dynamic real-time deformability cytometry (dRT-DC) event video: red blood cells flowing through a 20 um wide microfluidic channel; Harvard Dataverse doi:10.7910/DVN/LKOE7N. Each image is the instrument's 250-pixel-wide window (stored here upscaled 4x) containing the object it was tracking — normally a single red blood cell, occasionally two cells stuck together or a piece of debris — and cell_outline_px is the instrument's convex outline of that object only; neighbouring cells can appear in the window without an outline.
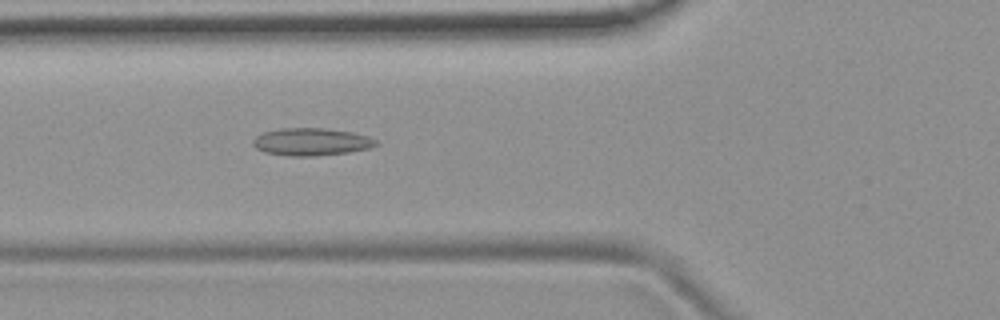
{"species": "common noctule bat (a hibernating species)", "species_latin": "Nyctalus noctula", "temperature_condition": "room temperature", "stored_images_in_passage": 45, "camera_frame_rate_fps": 3000, "um_per_image_px": 0.085, "animal": {"sex": "female", "body_mass_g": 19.9}, "frame": {"image": 1, "passage_image": 11, "time_ms": 3.333, "image_size_px": [1000, 320], "cell_outline_px": [[380, 144], [368, 148], [348, 152], [316, 156], [288, 156], [264, 152], [256, 148], [252, 144], [252, 140], [256, 136], [264, 132], [280, 128], [324, 128], [352, 132], [368, 136], [376, 140]], "centroid_in_image_um": [26.45, 12.05], "position_along_channel_um": 99.4, "area_um2": 19.77}}
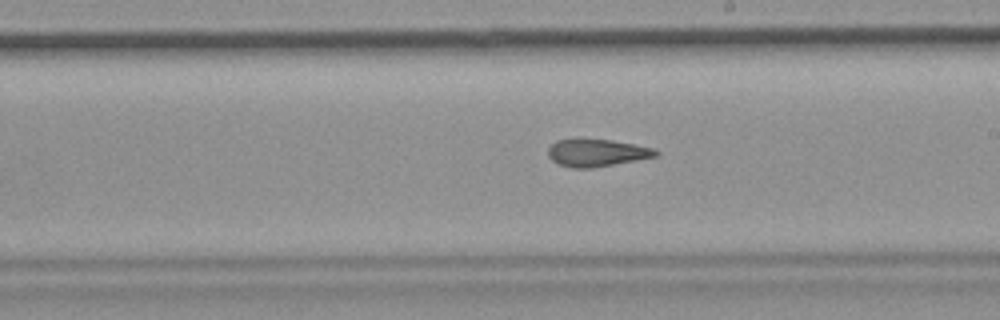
{"frame": {"image": 2, "passage_image": 22, "time_ms": 7.0, "image_size_px": [1000, 320], "cell_outline_px": [[660, 152], [656, 156], [636, 160], [592, 168], [572, 168], [560, 164], [552, 160], [548, 156], [548, 148], [556, 140], [612, 140], [652, 148]], "centroid_in_image_um": [50.71, 13.0], "position_along_channel_um": 238.3, "area_um2": 16.76}}
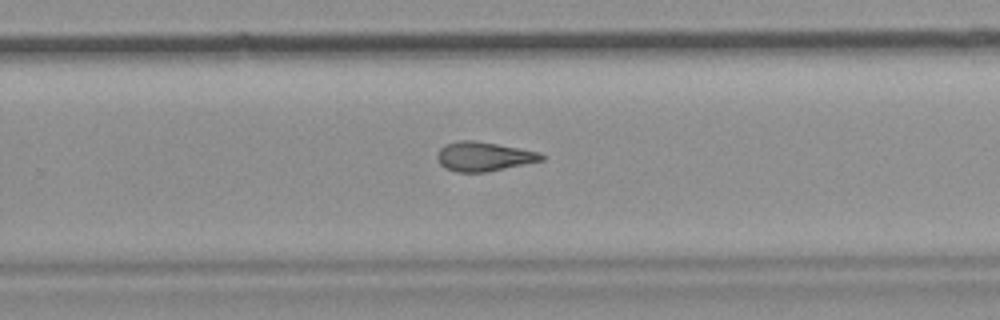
{"frame": {"image": 3, "passage_image": 26, "time_ms": 8.333, "image_size_px": [1000, 320], "cell_outline_px": [[548, 156], [544, 160], [484, 172], [456, 172], [444, 168], [440, 164], [436, 156], [440, 148], [444, 144], [456, 140], [472, 140], [496, 144], [540, 152]], "centroid_in_image_um": [41.1, 13.29], "position_along_channel_um": 288.7, "area_um2": 17.8}, "authors_computed_cell_mechanics": {"area_um2": 18.0914, "velocity_mm_per_s": 3.7983, "shape_relaxation_time_tau1_ms": null, "shape_relaxation_time_tau2_ms": 3.6139, "deformation_change_tau1": null, "deformation_change_tau2": 0.1244}}